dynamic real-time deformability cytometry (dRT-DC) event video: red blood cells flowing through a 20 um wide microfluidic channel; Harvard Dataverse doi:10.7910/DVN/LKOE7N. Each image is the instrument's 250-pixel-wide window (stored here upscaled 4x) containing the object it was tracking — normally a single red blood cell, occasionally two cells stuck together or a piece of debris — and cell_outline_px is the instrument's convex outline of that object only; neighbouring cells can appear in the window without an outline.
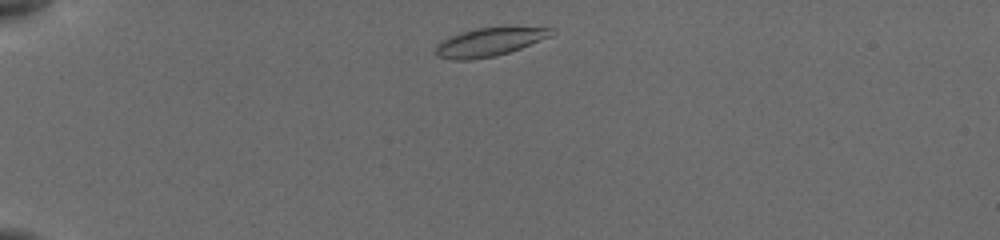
{"species": "common noctule bat (a hibernating species)", "species_latin": "Nyctalus noctula", "temperature_condition": "cold", "stored_images_in_passage": 18, "camera_frame_rate_fps": 3000, "um_per_image_px": 0.085, "animal": {"sex": "female", "body_mass_g": 19.5, "forearm_length_mm": 54.1}, "frame": {"image": 1, "passage_image": 2, "time_ms": 0.333, "image_size_px": [1000, 240], "cell_outline_px": [[556, 32], [552, 36], [520, 48], [496, 56], [472, 60], [452, 60], [436, 56], [436, 44], [440, 40], [476, 28], [556, 28]], "centroid_in_image_um": [41.58, 3.59], "position_along_channel_um": 43.4, "area_um2": 18.9}}
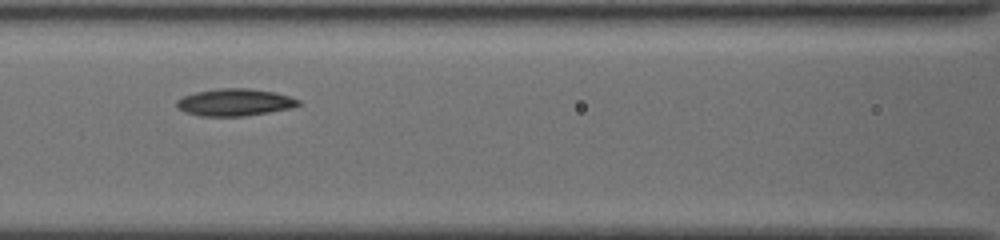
{"frame": {"image": 2, "passage_image": 14, "time_ms": 4.333, "image_size_px": [1000, 240], "cell_outline_px": [[300, 104], [292, 108], [244, 116], [200, 116], [184, 112], [176, 108], [176, 100], [184, 96], [196, 92], [216, 88], [248, 88], [276, 92], [292, 96], [300, 100]], "centroid_in_image_um": [19.95, 8.69], "position_along_channel_um": 146.6, "area_um2": 19.48}}
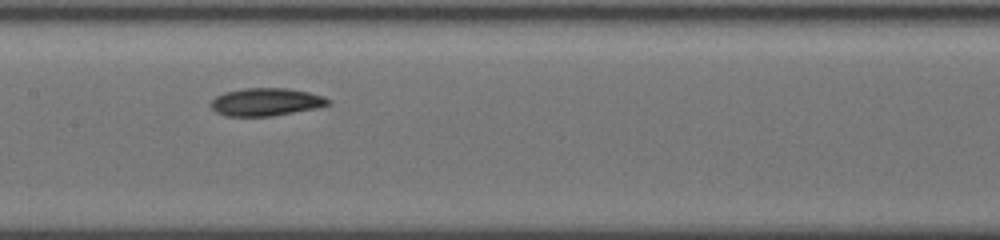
{"frame": {"image": 3, "passage_image": 17, "time_ms": 5.333, "image_size_px": [1000, 240], "cell_outline_px": [[332, 100], [328, 104], [316, 108], [272, 116], [224, 116], [216, 112], [208, 104], [216, 96], [224, 92], [244, 88], [288, 88], [308, 92], [324, 96]], "centroid_in_image_um": [22.58, 8.66], "position_along_channel_um": 184.8, "area_um2": 19.07}}